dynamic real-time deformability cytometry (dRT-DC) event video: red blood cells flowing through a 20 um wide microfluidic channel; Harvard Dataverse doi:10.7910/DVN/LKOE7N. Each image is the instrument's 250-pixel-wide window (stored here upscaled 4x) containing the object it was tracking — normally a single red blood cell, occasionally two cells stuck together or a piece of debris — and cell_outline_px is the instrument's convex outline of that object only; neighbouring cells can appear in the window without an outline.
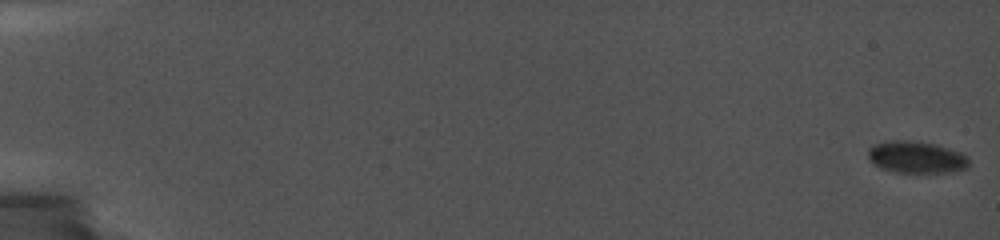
{"species": "common noctule bat (a hibernating species)", "species_latin": "Nyctalus noctula", "temperature_condition": "cold", "stored_images_in_passage": 30, "camera_frame_rate_fps": 5000, "um_per_image_px": 0.085, "animal": {"sex": "female", "body_mass_g": 19.0, "forearm_length_mm": 56.7}, "frame": {"image": 1, "passage_image": 1, "time_ms": 0.0, "image_size_px": [1000, 240], "cell_outline_px": [[968, 164], [964, 168], [948, 172], [904, 172], [884, 168], [876, 164], [868, 156], [868, 148], [872, 144], [884, 140], [916, 140], [936, 144], [960, 152], [968, 156]], "centroid_in_image_um": [77.88, 13.31], "position_along_channel_um": 7.1, "area_um2": 18.55}}
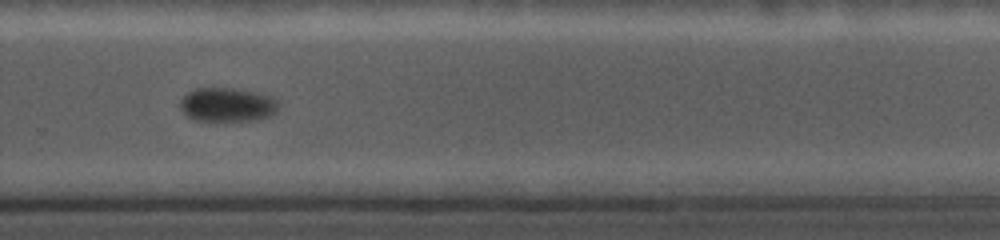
{"frame": {"image": 2, "passage_image": 24, "time_ms": 14.2, "image_size_px": [1000, 240], "cell_outline_px": [[276, 112], [260, 120], [224, 124], [196, 120], [184, 116], [180, 108], [180, 100], [188, 92], [196, 88], [224, 88], [260, 92], [272, 96], [276, 104]], "centroid_in_image_um": [19.28, 8.96], "position_along_channel_um": 310.5, "area_um2": 20.29}}
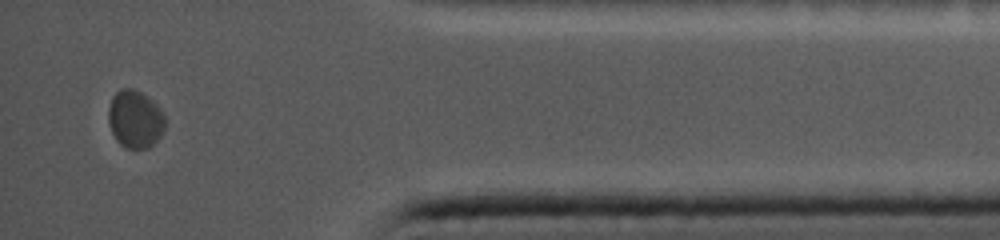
{"frame": {"image": 3, "passage_image": 30, "time_ms": 17.8, "image_size_px": [1000, 240], "cell_outline_px": [[164, 128], [160, 136], [148, 148], [124, 148], [116, 140], [112, 132], [108, 120], [108, 108], [112, 96], [120, 88], [132, 88], [140, 92], [152, 100], [160, 108], [164, 116]], "centroid_in_image_um": [11.46, 10.12], "position_along_channel_um": 423.7, "area_um2": 19.02}}